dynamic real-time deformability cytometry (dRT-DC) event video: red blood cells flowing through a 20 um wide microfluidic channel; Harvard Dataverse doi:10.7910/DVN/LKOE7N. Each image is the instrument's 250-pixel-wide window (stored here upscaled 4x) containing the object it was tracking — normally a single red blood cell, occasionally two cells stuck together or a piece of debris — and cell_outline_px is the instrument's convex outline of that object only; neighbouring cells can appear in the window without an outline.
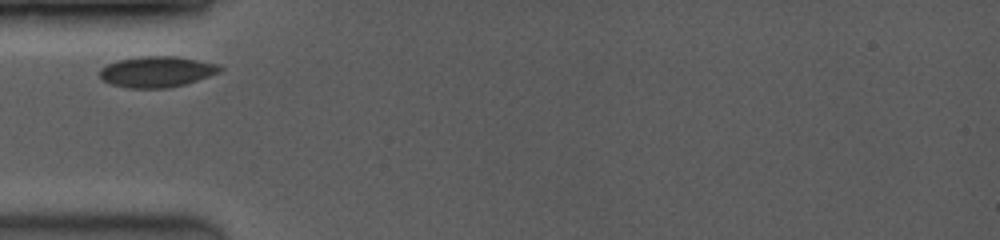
{"species": "common noctule bat (a hibernating species)", "species_latin": "Nyctalus noctula", "temperature_condition": "room temperature", "stored_images_in_passage": 21, "camera_frame_rate_fps": 3500, "um_per_image_px": 0.085, "animal": {"sex": "female", "body_mass_g": 19.0, "forearm_length_mm": 53.3}, "frame": {"image": 1, "passage_image": 1, "time_ms": 0.0, "image_size_px": [1000, 240], "cell_outline_px": [[224, 68], [220, 72], [184, 84], [168, 88], [128, 88], [112, 84], [104, 80], [100, 76], [100, 68], [116, 60], [140, 56], [176, 56], [220, 64]], "centroid_in_image_um": [13.34, 6.08], "position_along_channel_um": 71.7, "area_um2": 21.62}}
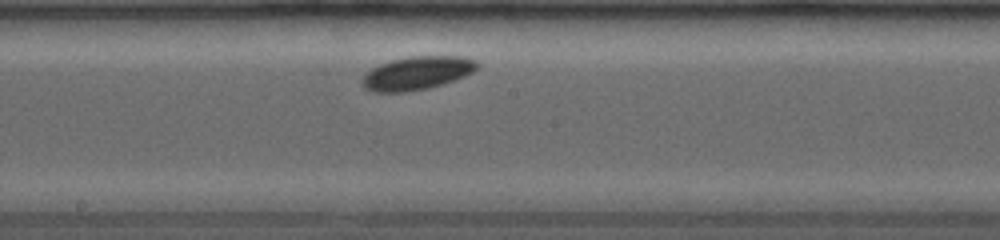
{"frame": {"image": 2, "passage_image": 8, "time_ms": 3.714, "image_size_px": [1000, 240], "cell_outline_px": [[480, 68], [464, 76], [444, 84], [428, 88], [404, 92], [372, 92], [364, 88], [360, 84], [364, 76], [372, 68], [380, 64], [392, 60], [408, 56], [464, 56], [476, 60], [480, 64]], "centroid_in_image_um": [35.48, 6.21], "position_along_channel_um": 212.7, "area_um2": 22.54}}
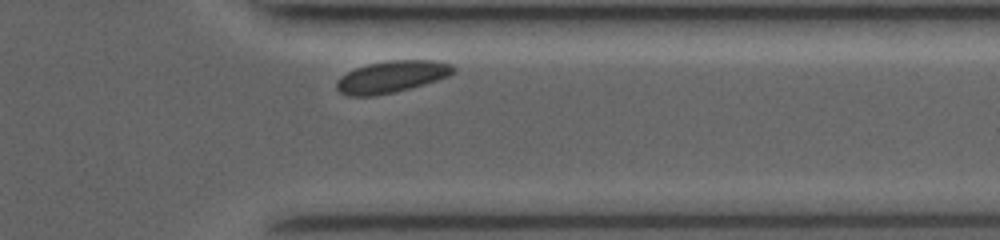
{"frame": {"image": 3, "passage_image": 19, "time_ms": 8.0, "image_size_px": [1000, 240], "cell_outline_px": [[456, 72], [448, 76], [424, 84], [396, 92], [376, 96], [348, 96], [340, 92], [336, 88], [336, 80], [340, 76], [356, 68], [368, 64], [388, 60], [436, 60], [452, 64], [456, 68]], "centroid_in_image_um": [33.3, 6.52], "position_along_channel_um": 378.1, "area_um2": 21.85}}